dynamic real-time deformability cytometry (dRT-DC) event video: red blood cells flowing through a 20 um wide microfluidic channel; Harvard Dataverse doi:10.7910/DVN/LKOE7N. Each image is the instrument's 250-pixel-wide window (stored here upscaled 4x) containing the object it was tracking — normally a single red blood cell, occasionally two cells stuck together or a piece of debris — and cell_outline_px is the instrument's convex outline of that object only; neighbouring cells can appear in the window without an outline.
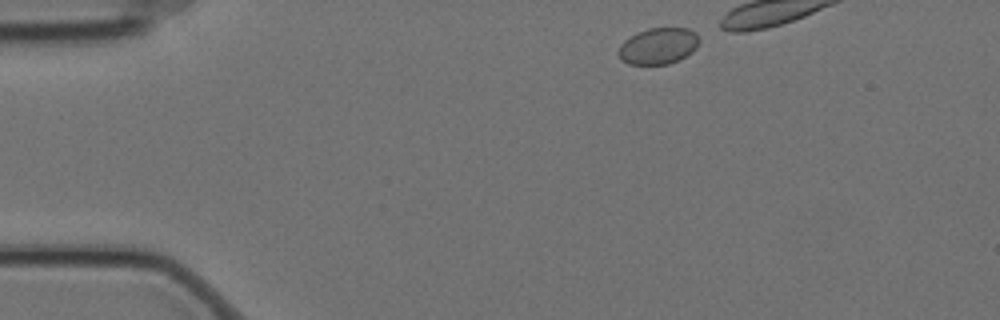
{"species": "Egyptian fruit bat (a non-hibernating species)", "species_latin": "Rousettus aegyptiacus", "temperature_condition": "cold", "stored_images_in_passage": 4, "camera_frame_rate_fps": 3000, "um_per_image_px": 0.085, "animal": {"sex": "female"}, "frame": {"image": 1, "passage_image": 1, "time_ms": 0.0, "image_size_px": [1000, 320], "cell_outline_px": [[700, 40], [696, 48], [692, 52], [680, 60], [668, 64], [628, 64], [620, 60], [616, 52], [620, 44], [624, 40], [636, 32], [648, 28], [688, 28], [696, 32], [700, 36]], "centroid_in_image_um": [55.94, 3.91], "position_along_channel_um": 29.1, "area_um2": 17.51}}